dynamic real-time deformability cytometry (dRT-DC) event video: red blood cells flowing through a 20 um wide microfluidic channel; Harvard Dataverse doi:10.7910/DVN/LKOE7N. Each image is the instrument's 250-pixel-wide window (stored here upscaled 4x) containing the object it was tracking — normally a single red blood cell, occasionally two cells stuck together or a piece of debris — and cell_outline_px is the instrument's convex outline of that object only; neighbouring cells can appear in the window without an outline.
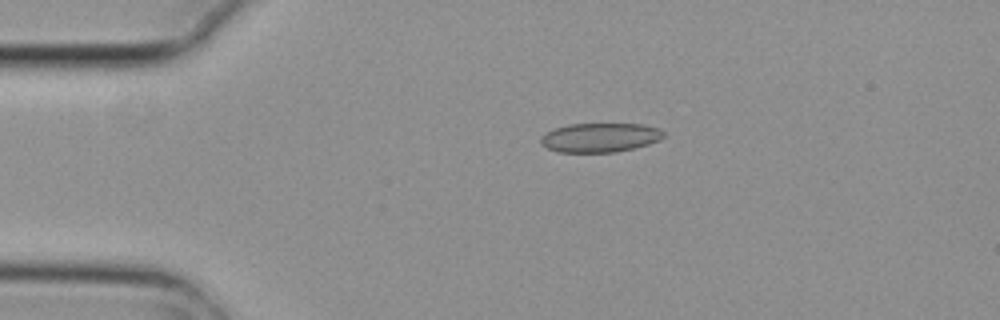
{"species": "common noctule bat (a hibernating species)", "species_latin": "Nyctalus noctula", "temperature_condition": "cold", "stored_images_in_passage": 3, "camera_frame_rate_fps": 3000, "um_per_image_px": 0.085, "animal": {"sex": "female", "body_mass_g": 29.2, "forearm_length_mm": 56.3}, "frame": {"image": 1, "passage_image": 2, "time_ms": 0.333, "image_size_px": [1000, 320], "cell_outline_px": [[664, 136], [660, 140], [648, 144], [616, 152], [556, 152], [540, 144], [540, 136], [556, 128], [568, 124], [644, 124], [660, 128], [664, 132]], "centroid_in_image_um": [51.01, 11.69], "position_along_channel_um": 34.0, "area_um2": 20.92}}